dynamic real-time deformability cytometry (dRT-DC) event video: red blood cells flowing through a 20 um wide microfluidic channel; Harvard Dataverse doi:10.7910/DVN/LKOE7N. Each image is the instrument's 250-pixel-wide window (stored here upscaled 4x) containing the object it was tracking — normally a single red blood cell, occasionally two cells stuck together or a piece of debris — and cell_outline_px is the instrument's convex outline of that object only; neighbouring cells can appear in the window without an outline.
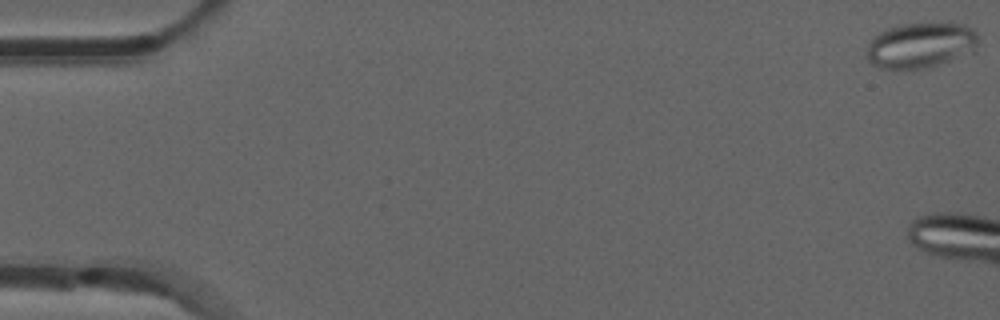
{"species": "common noctule bat (a hibernating species)", "species_latin": "Nyctalus noctula", "temperature_condition": "room temperature", "stored_images_in_passage": 14, "camera_frame_rate_fps": 3000, "um_per_image_px": 0.085, "animal": {"sex": "male", "forearm_length_mm": 52.5}, "frame": {"image": 1, "passage_image": 1, "time_ms": 0.0, "image_size_px": [1000, 320], "cell_outline_px": [[976, 52], [932, 68], [880, 68], [872, 64], [868, 60], [868, 44], [872, 36], [888, 28], [900, 24], [968, 24], [976, 32]], "centroid_in_image_um": [78.29, 3.86], "position_along_channel_um": 6.7, "area_um2": 29.71}}